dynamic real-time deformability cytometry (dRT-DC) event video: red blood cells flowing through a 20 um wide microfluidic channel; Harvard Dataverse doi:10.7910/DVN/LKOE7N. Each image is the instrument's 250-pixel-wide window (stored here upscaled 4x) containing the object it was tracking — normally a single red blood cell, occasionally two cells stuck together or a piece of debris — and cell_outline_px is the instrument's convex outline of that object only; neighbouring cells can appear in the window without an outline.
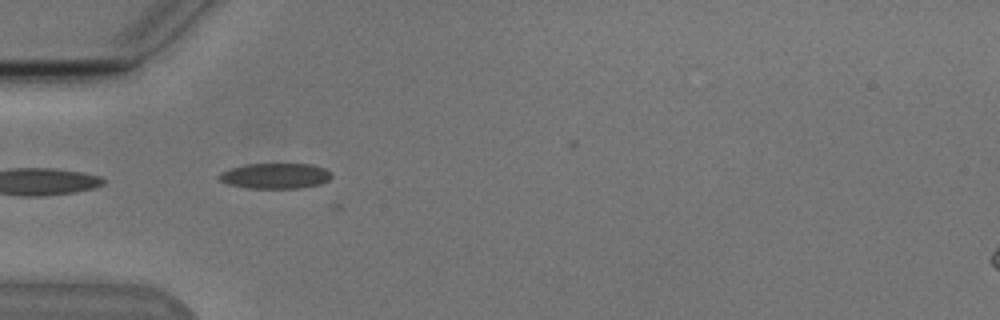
{"species": "Egyptian fruit bat (a non-hibernating species)", "species_latin": "Rousettus aegyptiacus", "temperature_condition": "cold", "stored_images_in_passage": 16, "camera_frame_rate_fps": 3000, "um_per_image_px": 0.085, "animal": {"sex": "male"}, "frame": {"image": 1, "passage_image": 10, "time_ms": 3.0, "image_size_px": [1000, 320], "cell_outline_px": [[332, 176], [328, 180], [320, 184], [300, 188], [248, 188], [228, 184], [220, 180], [216, 176], [220, 172], [244, 164], [312, 164], [324, 168], [332, 172]], "centroid_in_image_um": [23.4, 14.95], "position_along_channel_um": 61.6, "area_um2": 16.76}}